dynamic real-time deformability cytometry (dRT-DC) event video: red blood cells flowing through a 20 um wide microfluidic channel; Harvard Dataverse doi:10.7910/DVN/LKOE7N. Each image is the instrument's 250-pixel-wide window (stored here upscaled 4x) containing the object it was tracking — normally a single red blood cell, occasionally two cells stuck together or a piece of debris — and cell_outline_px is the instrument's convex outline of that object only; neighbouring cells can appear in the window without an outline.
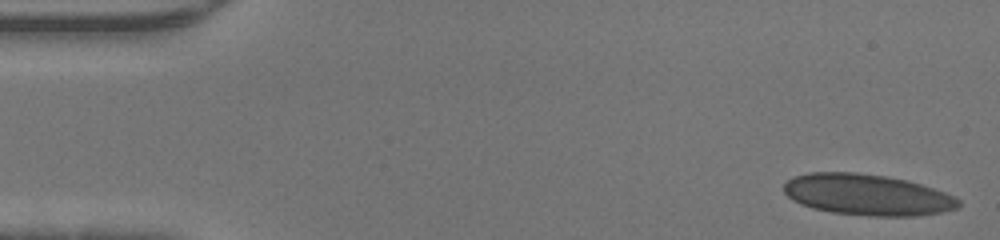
{"species": "human", "species_latin": "Homo sapiens", "temperature_condition": "warm", "stored_images_in_passage": 45, "camera_frame_rate_fps": 3000, "um_per_image_px": 0.085, "donor": {"sex": "male"}, "frame": {"image": 1, "passage_image": 1, "time_ms": 0.0, "image_size_px": [1000, 240], "cell_outline_px": [[960, 204], [956, 208], [940, 212], [916, 216], [868, 216], [832, 212], [812, 208], [800, 204], [792, 200], [784, 192], [784, 184], [792, 176], [808, 172], [856, 172], [884, 176], [908, 180], [944, 192], [960, 200]], "centroid_in_image_um": [73.67, 16.55], "position_along_channel_um": 11.3, "area_um2": 41.85}}
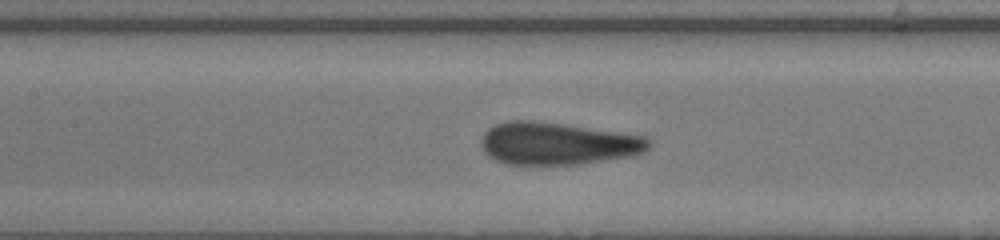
{"frame": {"image": 2, "passage_image": 20, "time_ms": 6.333, "image_size_px": [1000, 240], "cell_outline_px": [[648, 148], [644, 152], [632, 156], [576, 164], [504, 164], [488, 156], [484, 152], [480, 144], [480, 140], [484, 132], [488, 128], [496, 124], [508, 120], [532, 120], [564, 124], [644, 136], [648, 140]], "centroid_in_image_um": [47.32, 12.19], "position_along_channel_um": 160.1, "area_um2": 41.27}}
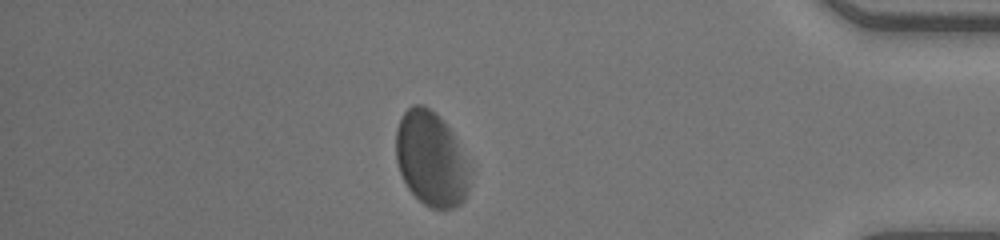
{"frame": {"image": 3, "passage_image": 39, "time_ms": 12.667, "image_size_px": [1000, 240], "cell_outline_px": [[472, 172], [468, 192], [464, 200], [460, 204], [452, 208], [432, 208], [424, 204], [408, 188], [400, 172], [396, 160], [396, 128], [404, 112], [412, 104], [424, 104], [436, 112], [444, 120], [452, 132], [472, 168]], "centroid_in_image_um": [36.68, 13.49], "position_along_channel_um": 398.5, "area_um2": 41.27}}